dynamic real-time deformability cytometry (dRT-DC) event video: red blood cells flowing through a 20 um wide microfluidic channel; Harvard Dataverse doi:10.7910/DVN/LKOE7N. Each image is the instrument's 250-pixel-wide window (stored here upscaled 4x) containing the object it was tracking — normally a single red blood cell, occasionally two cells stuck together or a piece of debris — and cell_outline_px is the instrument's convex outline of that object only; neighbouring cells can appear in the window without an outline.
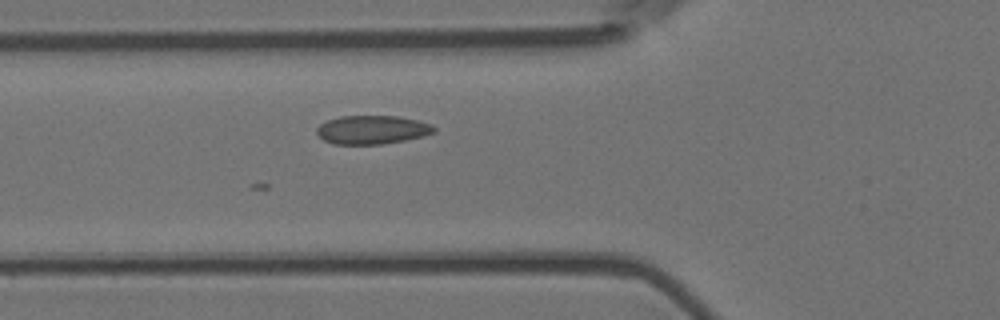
{"species": "Egyptian fruit bat (a non-hibernating species)", "species_latin": "Rousettus aegyptiacus", "temperature_condition": "room temperature", "stored_images_in_passage": 3, "camera_frame_rate_fps": 3000, "um_per_image_px": 0.085, "animal": {"sex": "female"}, "frame": {"image": 1, "passage_image": 3, "time_ms": 0.667, "image_size_px": [1000, 320], "cell_outline_px": [[436, 132], [424, 136], [404, 140], [380, 144], [332, 144], [324, 140], [316, 132], [316, 128], [320, 124], [328, 120], [340, 116], [396, 116], [416, 120], [432, 124], [436, 128]], "centroid_in_image_um": [31.64, 11.03], "position_along_channel_um": 94.2, "area_um2": 19.54}}